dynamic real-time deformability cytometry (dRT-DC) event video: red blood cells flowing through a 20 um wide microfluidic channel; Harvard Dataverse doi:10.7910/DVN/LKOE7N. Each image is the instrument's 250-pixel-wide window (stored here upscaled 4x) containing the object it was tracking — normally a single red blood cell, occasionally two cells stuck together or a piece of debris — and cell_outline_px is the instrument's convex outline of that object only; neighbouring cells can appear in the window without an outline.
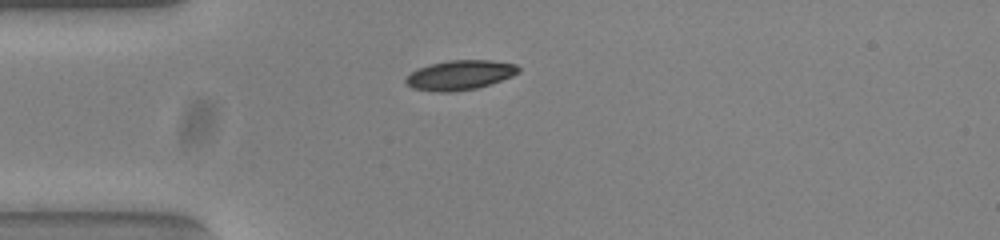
{"species": "common noctule bat (a hibernating species)", "species_latin": "Nyctalus noctula", "temperature_condition": "warm", "stored_images_in_passage": 40, "camera_frame_rate_fps": 3000, "um_per_image_px": 0.085, "animal": {"sex": "female", "body_mass_g": 23.0, "forearm_length_mm": 53.4}, "frame": {"image": 1, "passage_image": 1, "time_ms": 0.0, "image_size_px": [1000, 240], "cell_outline_px": [[520, 72], [512, 76], [476, 88], [448, 92], [436, 92], [412, 88], [404, 80], [412, 72], [420, 68], [432, 64], [448, 60], [492, 60], [516, 64], [520, 68]], "centroid_in_image_um": [39.12, 6.37], "position_along_channel_um": 45.9, "area_um2": 19.19}}
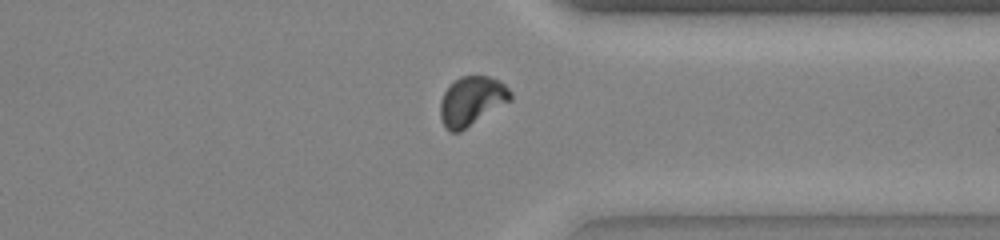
{"frame": {"image": 2, "passage_image": 28, "time_ms": 9.0, "image_size_px": [1000, 240], "cell_outline_px": [[512, 100], [460, 132], [452, 132], [444, 124], [440, 116], [440, 100], [444, 92], [460, 76], [488, 76], [504, 84], [512, 92]], "centroid_in_image_um": [40.11, 8.59], "position_along_channel_um": 371.3, "area_um2": 19.88}}
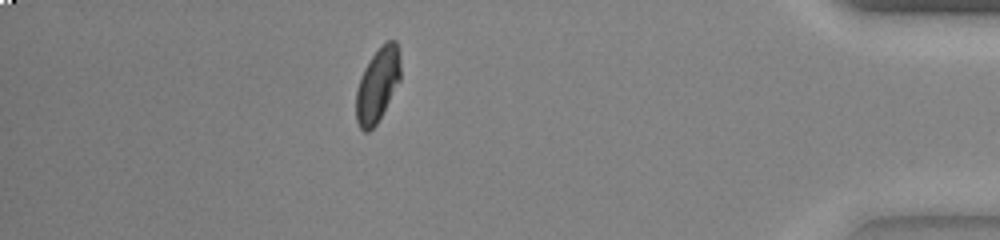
{"frame": {"image": 3, "passage_image": 34, "time_ms": 11.0, "image_size_px": [1000, 240], "cell_outline_px": [[400, 80], [376, 124], [368, 132], [364, 132], [360, 128], [356, 120], [356, 92], [360, 76], [364, 68], [372, 56], [388, 40], [396, 40], [400, 52]], "centroid_in_image_um": [32.09, 7.21], "position_along_channel_um": 403.1, "area_um2": 18.96}, "authors_computed_cell_mechanics": {"area_um2": 19.7676, "velocity_mm_per_s": 3.8277, "shape_relaxation_time_tau1_ms": 3.0004, "shape_relaxation_time_tau2_ms": 2.0935, "deformation_change_tau1": 0.1389, "deformation_change_tau2": 0.0433}}